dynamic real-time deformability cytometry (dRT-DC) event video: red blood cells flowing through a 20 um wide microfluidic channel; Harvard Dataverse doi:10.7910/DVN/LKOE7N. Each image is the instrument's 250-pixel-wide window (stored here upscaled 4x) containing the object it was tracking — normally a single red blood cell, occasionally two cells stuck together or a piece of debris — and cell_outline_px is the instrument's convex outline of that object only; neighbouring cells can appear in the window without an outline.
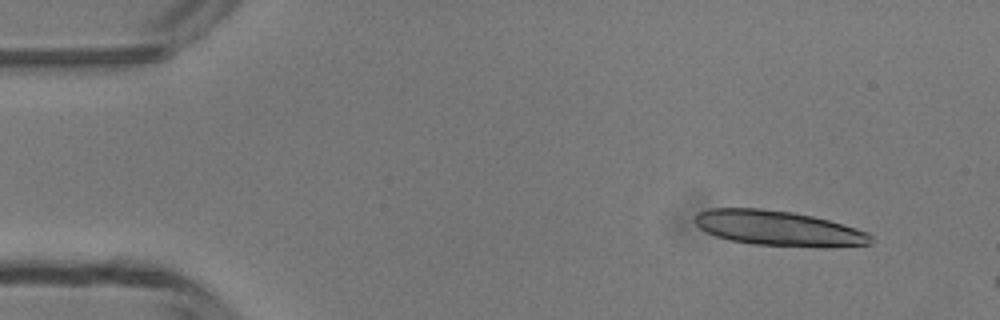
{"species": "common noctule bat (a hibernating species)", "species_latin": "Nyctalus noctula", "temperature_condition": "room temperature", "stored_images_in_passage": 11, "camera_frame_rate_fps": 3000, "um_per_image_px": 0.085, "animal": {"sex": "male", "body_mass_g": 13.3}, "frame": {"image": 1, "passage_image": 5, "time_ms": 1.333, "image_size_px": [1000, 320], "cell_outline_px": [[872, 244], [752, 244], [728, 240], [716, 236], [700, 228], [692, 220], [692, 216], [696, 212], [708, 208], [760, 208], [792, 212], [812, 216], [828, 220], [856, 228], [868, 232], [872, 236]], "centroid_in_image_um": [65.98, 19.33], "position_along_channel_um": 19.0, "area_um2": 34.68}}